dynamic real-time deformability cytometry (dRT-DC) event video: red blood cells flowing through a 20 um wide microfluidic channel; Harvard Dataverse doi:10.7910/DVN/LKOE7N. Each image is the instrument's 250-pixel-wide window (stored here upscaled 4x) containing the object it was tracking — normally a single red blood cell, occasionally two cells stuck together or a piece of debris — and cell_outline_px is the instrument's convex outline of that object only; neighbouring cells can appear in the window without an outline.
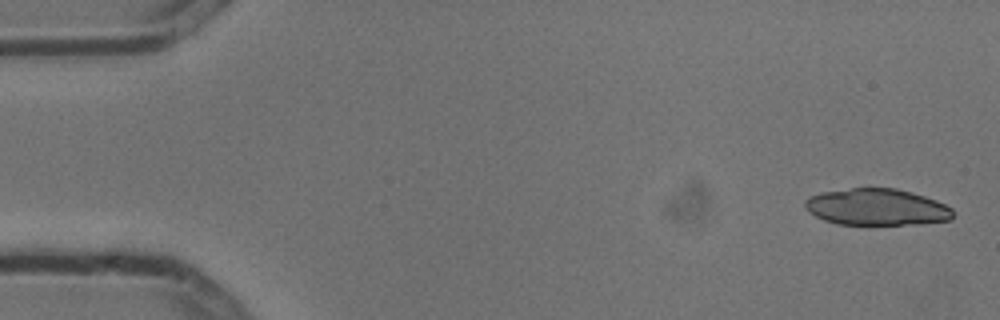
{"species": "common noctule bat (a hibernating species)", "species_latin": "Nyctalus noctula", "temperature_condition": "cold", "stored_images_in_passage": 4, "camera_frame_rate_fps": 3000, "um_per_image_px": 0.085, "animal": {"sex": "male", "body_mass_g": 13.3}, "frame": {"image": 1, "passage_image": 1, "time_ms": 0.0, "image_size_px": [1000, 320], "cell_outline_px": [[952, 216], [948, 220], [920, 224], [836, 224], [824, 220], [808, 212], [804, 208], [804, 200], [820, 192], [852, 188], [896, 188], [912, 192], [936, 200], [952, 208]], "centroid_in_image_um": [74.49, 17.6], "position_along_channel_um": 10.5, "area_um2": 31.56}}